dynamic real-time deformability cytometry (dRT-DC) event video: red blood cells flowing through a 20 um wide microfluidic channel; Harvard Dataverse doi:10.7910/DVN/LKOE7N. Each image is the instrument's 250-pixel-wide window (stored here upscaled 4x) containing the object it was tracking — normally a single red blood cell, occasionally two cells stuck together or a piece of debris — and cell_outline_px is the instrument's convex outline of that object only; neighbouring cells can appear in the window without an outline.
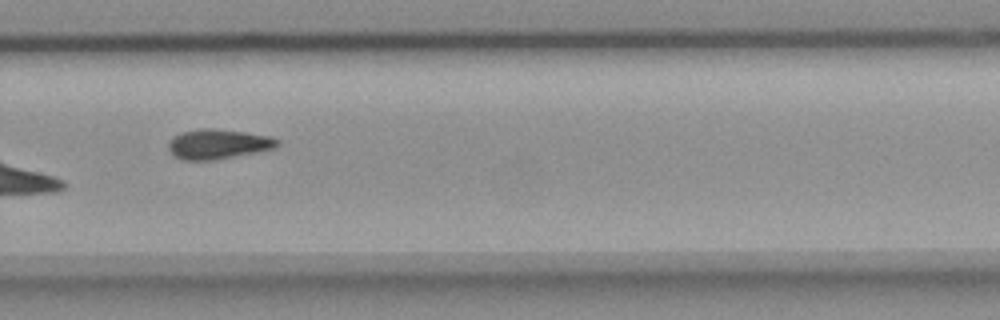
{"species": "common noctule bat (a hibernating species)", "species_latin": "Nyctalus noctula", "temperature_condition": "room temperature", "stored_images_in_passage": 11, "camera_frame_rate_fps": 3000, "um_per_image_px": 0.085, "animal": {"sex": "female", "body_mass_g": 18.4}, "frame": {"image": 1, "passage_image": 11, "time_ms": 12.667, "image_size_px": [1000, 320], "cell_outline_px": [[280, 144], [276, 148], [256, 152], [212, 160], [180, 160], [168, 148], [168, 144], [172, 136], [180, 132], [200, 128], [212, 128], [244, 132], [272, 136], [280, 140]], "centroid_in_image_um": [18.55, 12.23], "position_along_channel_um": 311.3, "area_um2": 19.02}}